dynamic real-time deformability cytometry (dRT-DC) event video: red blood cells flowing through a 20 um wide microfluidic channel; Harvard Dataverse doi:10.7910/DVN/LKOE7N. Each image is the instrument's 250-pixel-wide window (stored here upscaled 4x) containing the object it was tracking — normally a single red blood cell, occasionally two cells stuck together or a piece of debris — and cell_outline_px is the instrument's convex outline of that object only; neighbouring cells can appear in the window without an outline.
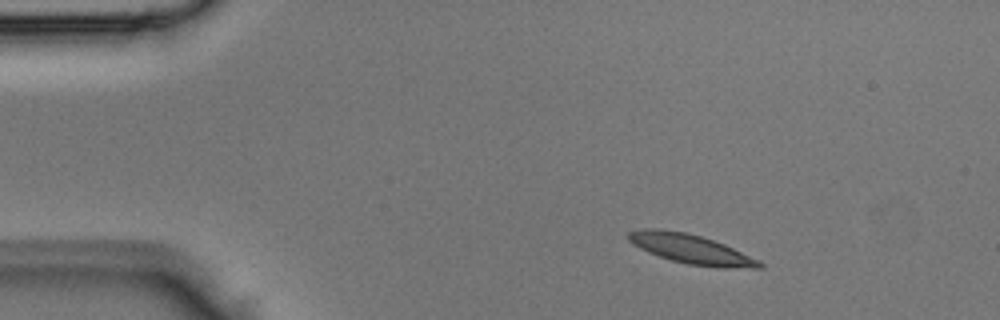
{"species": "Egyptian fruit bat (a non-hibernating species)", "species_latin": "Rousettus aegyptiacus", "temperature_condition": "room temperature", "stored_images_in_passage": 3, "camera_frame_rate_fps": 3000, "um_per_image_px": 0.085, "animal": {"sex": "male"}, "frame": {"image": 1, "passage_image": 2, "time_ms": 0.333, "image_size_px": [1000, 320], "cell_outline_px": [[764, 268], [720, 268], [688, 264], [672, 260], [648, 252], [632, 244], [628, 240], [628, 232], [644, 228], [656, 228], [684, 232], [700, 236], [724, 244], [760, 260], [764, 264]], "centroid_in_image_um": [58.75, 21.18], "position_along_channel_um": 26.2, "area_um2": 22.37}}